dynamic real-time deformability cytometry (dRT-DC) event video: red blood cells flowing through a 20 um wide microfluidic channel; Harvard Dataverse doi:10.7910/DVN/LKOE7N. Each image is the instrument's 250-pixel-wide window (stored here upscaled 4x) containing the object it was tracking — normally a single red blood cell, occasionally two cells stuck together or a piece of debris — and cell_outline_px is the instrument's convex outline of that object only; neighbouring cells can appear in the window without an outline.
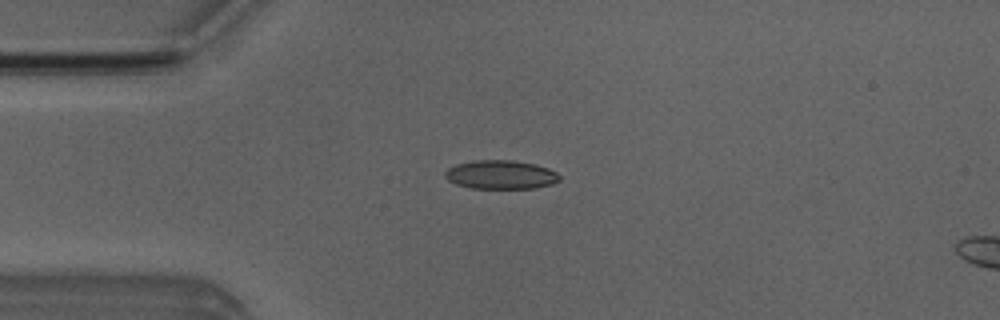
{"species": "Egyptian fruit bat (a non-hibernating species)", "species_latin": "Rousettus aegyptiacus", "temperature_condition": "room temperature", "stored_images_in_passage": 40, "camera_frame_rate_fps": 3000, "um_per_image_px": 0.085, "animal": {"sex": "male"}, "frame": {"image": 1, "passage_image": 1, "time_ms": 0.0, "image_size_px": [1000, 320], "cell_outline_px": [[560, 180], [552, 184], [536, 188], [472, 188], [456, 184], [448, 180], [444, 176], [444, 172], [448, 168], [456, 164], [476, 160], [512, 160], [536, 164], [548, 168], [556, 172], [560, 176]], "centroid_in_image_um": [42.57, 14.84], "position_along_channel_um": 42.4, "area_um2": 19.25}}
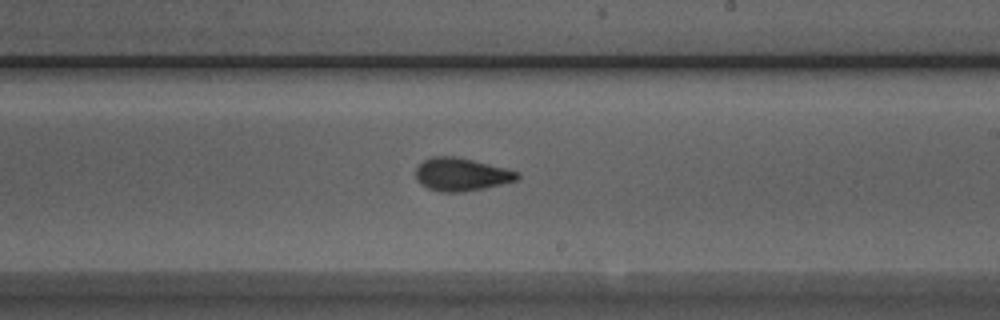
{"frame": {"image": 2, "passage_image": 18, "time_ms": 5.667, "image_size_px": [1000, 320], "cell_outline_px": [[520, 176], [516, 180], [484, 188], [464, 192], [440, 192], [428, 188], [420, 184], [416, 180], [416, 168], [424, 160], [432, 156], [452, 156], [472, 160], [520, 172]], "centroid_in_image_um": [39.18, 14.83], "position_along_channel_um": 249.8, "area_um2": 19.36}}
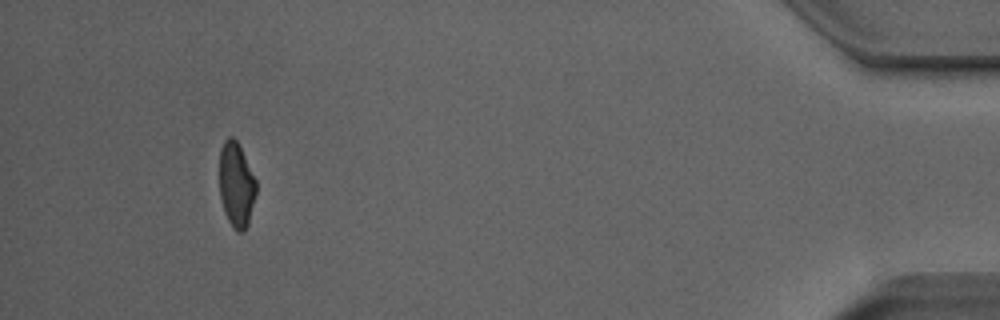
{"frame": {"image": 3, "passage_image": 36, "time_ms": 11.667, "image_size_px": [1000, 320], "cell_outline_px": [[256, 192], [248, 224], [244, 232], [236, 232], [232, 228], [224, 212], [220, 196], [220, 148], [224, 140], [228, 136], [232, 136], [240, 144], [256, 180]], "centroid_in_image_um": [20.08, 15.69], "position_along_channel_um": 415.1, "area_um2": 18.38}, "authors_computed_cell_mechanics": {"area_um2": 19.1029, "velocity_mm_per_s": 3.9983, "shape_relaxation_time_tau1_ms": 4.1637, "shape_relaxation_time_tau2_ms": 1.4733, "deformation_change_tau1": 0.137, "deformation_change_tau2": 0.0671}}